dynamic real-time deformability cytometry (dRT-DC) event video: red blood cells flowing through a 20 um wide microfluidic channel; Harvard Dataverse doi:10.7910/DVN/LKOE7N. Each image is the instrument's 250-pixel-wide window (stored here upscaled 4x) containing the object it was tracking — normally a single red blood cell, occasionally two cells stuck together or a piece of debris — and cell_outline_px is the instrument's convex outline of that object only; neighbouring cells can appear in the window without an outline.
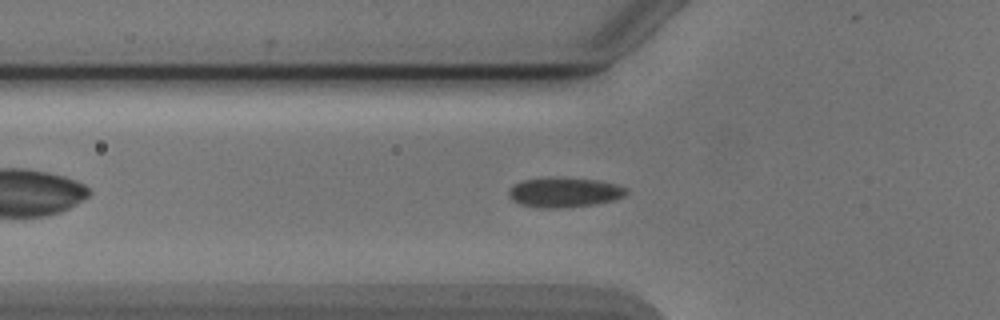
{"species": "Egyptian fruit bat (a non-hibernating species)", "species_latin": "Rousettus aegyptiacus", "temperature_condition": "cold", "stored_images_in_passage": 44, "camera_frame_rate_fps": 3000, "um_per_image_px": 0.085, "animal": {"sex": "male"}, "frame": {"image": 1, "passage_image": 10, "time_ms": 3.0, "image_size_px": [1000, 320], "cell_outline_px": [[628, 192], [624, 196], [616, 200], [596, 204], [564, 208], [540, 208], [520, 204], [512, 200], [508, 196], [508, 192], [516, 184], [524, 180], [596, 180], [616, 184], [628, 188]], "centroid_in_image_um": [48.03, 16.41], "position_along_channel_um": 77.8, "area_um2": 19.65}}
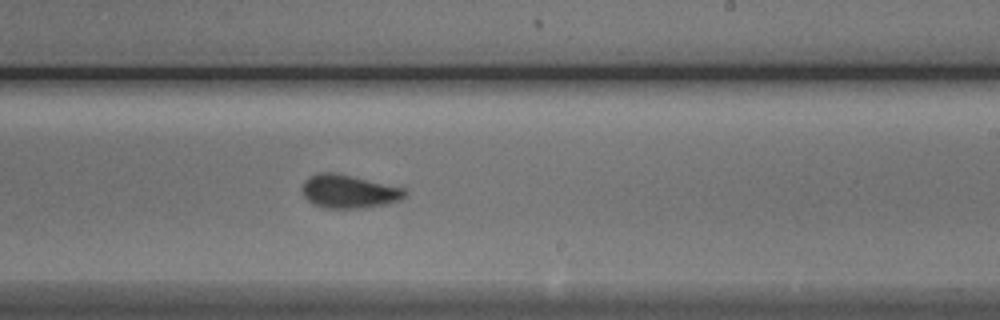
{"frame": {"image": 2, "passage_image": 24, "time_ms": 7.667, "image_size_px": [1000, 320], "cell_outline_px": [[408, 192], [400, 200], [388, 204], [364, 208], [324, 208], [312, 204], [304, 196], [304, 180], [308, 176], [320, 172], [336, 172], [404, 188]], "centroid_in_image_um": [29.66, 16.27], "position_along_channel_um": 259.3, "area_um2": 20.06}}
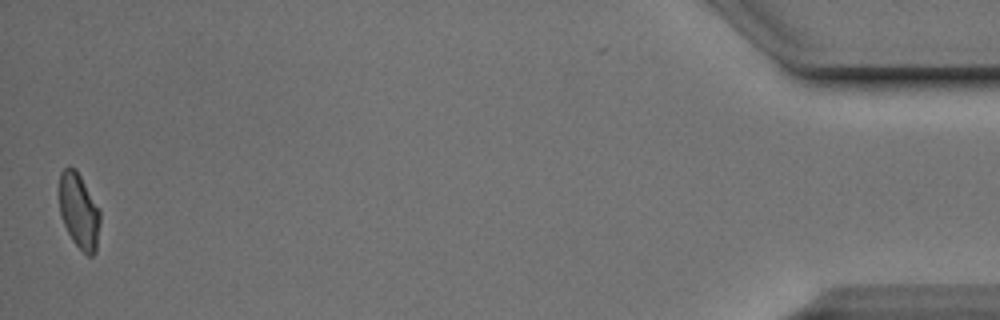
{"frame": {"image": 3, "passage_image": 44, "time_ms": 14.333, "image_size_px": [1000, 320], "cell_outline_px": [[100, 220], [96, 252], [92, 256], [88, 256], [72, 240], [60, 216], [60, 172], [68, 164], [76, 168], [100, 208]], "centroid_in_image_um": [6.73, 17.9], "position_along_channel_um": 428.5, "area_um2": 18.09}, "authors_computed_cell_mechanics": {"area_um2": 19.652, "velocity_mm_per_s": 3.8889, "shape_relaxation_time_tau1_ms": 2.8103, "shape_relaxation_time_tau2_ms": 1.2166, "deformation_change_tau1": 0.0983, "deformation_change_tau2": 0.0521}}